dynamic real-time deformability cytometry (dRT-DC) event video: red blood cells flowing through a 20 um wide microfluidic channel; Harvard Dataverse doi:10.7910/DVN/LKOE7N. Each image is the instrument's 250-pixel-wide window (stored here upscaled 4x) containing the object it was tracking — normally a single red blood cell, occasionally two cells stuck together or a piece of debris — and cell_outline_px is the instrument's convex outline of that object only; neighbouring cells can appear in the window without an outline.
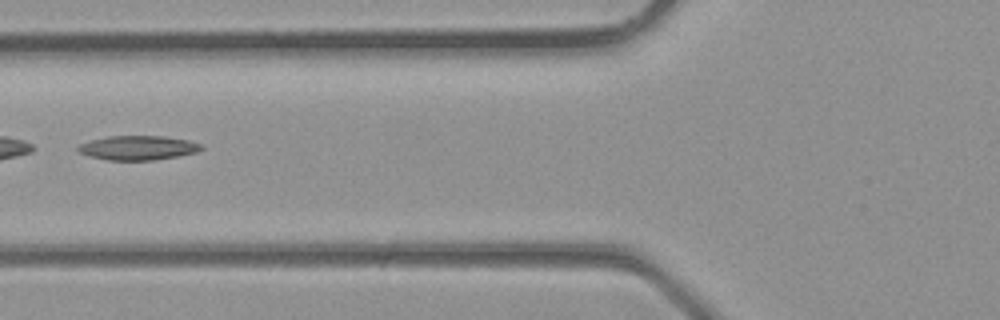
{"species": "common noctule bat (a hibernating species)", "species_latin": "Nyctalus noctula", "temperature_condition": "room temperature", "stored_images_in_passage": 3, "camera_frame_rate_fps": 3000, "um_per_image_px": 0.085, "animal": {"sex": "male", "body_mass_g": 23.1, "forearm_length_mm": 52.7}, "frame": {"image": 1, "passage_image": 3, "time_ms": 0.667, "image_size_px": [1000, 320], "cell_outline_px": [[204, 148], [196, 152], [176, 156], [152, 160], [108, 160], [88, 156], [80, 152], [76, 148], [80, 144], [92, 140], [108, 136], [164, 136], [188, 140], [204, 144]], "centroid_in_image_um": [11.74, 12.56], "position_along_channel_um": 114.1, "area_um2": 17.4}}